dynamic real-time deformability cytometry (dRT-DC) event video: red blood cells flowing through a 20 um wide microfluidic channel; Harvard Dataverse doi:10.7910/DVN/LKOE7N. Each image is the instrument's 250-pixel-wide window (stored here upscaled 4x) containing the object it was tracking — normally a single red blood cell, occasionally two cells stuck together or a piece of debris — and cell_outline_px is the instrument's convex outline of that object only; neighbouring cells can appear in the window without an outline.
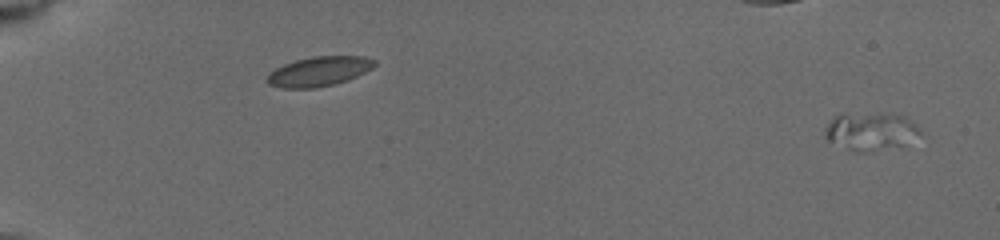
{"species": "common noctule bat (a hibernating species)", "species_latin": "Nyctalus noctula", "temperature_condition": "cold", "stored_images_in_passage": 48, "camera_frame_rate_fps": 3000, "um_per_image_px": 0.085, "animal": {"sex": "female", "body_mass_g": 19.5, "forearm_length_mm": 54.1}, "frame": {"image": 1, "passage_image": 1, "time_ms": 0.0, "image_size_px": [1000, 240], "cell_outline_px": [[924, 136], [904, 144], [864, 152], [856, 152], [828, 140], [824, 136], [824, 128], [832, 116], [840, 112], [844, 112], [904, 116]], "centroid_in_image_um": [73.92, 11.15], "position_along_channel_um": 11.1, "area_um2": 20.81}}
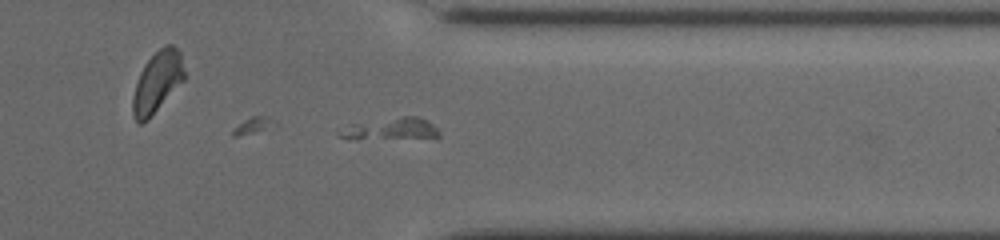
{"frame": {"image": 2, "passage_image": 36, "time_ms": 14.333, "image_size_px": [1000, 240], "cell_outline_px": [[440, 136], [436, 140], [340, 136], [348, 124], [404, 116], [420, 116], [428, 120], [440, 132]], "centroid_in_image_um": [33.52, 10.95], "position_along_channel_um": 377.9, "area_um2": 12.48}}
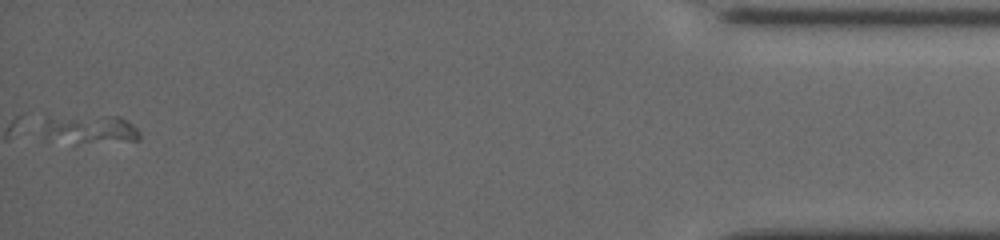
{"frame": {"image": 3, "passage_image": 48, "time_ms": 17.333, "image_size_px": [1000, 240], "cell_outline_px": [[140, 140], [76, 144], [72, 144], [44, 132], [44, 120], [48, 116], [120, 116], [132, 124], [140, 132]], "centroid_in_image_um": [7.72, 10.98], "position_along_channel_um": 427.5, "area_um2": 16.18}}